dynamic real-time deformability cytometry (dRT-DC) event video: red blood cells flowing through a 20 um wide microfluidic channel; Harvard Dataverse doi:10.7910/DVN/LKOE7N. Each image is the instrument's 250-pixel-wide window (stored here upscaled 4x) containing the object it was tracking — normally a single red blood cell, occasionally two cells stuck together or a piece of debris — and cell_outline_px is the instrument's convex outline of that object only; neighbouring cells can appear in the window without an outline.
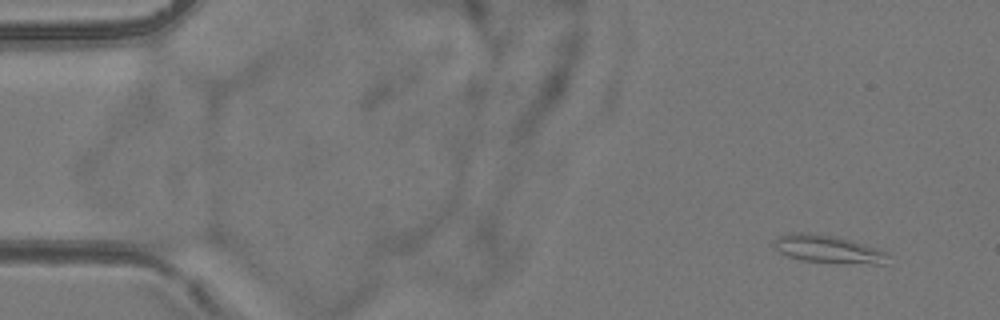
{"species": "common noctule bat (a hibernating species)", "species_latin": "Nyctalus noctula", "temperature_condition": "room temperature", "stored_images_in_passage": 7, "camera_frame_rate_fps": 3000, "um_per_image_px": 0.085, "animal": {"sex": "female", "body_mass_g": 24.6, "forearm_length_mm": 56.2}, "frame": {"image": 1, "passage_image": 2, "time_ms": 1.333, "image_size_px": [1000, 320], "cell_outline_px": [[888, 252], [884, 264], [872, 264], [800, 260], [788, 256], [780, 252], [772, 244], [780, 236], [788, 232], [808, 232], [832, 236], [864, 244]], "centroid_in_image_um": [70.35, 21.16], "position_along_channel_um": 14.7, "area_um2": 18.03}}